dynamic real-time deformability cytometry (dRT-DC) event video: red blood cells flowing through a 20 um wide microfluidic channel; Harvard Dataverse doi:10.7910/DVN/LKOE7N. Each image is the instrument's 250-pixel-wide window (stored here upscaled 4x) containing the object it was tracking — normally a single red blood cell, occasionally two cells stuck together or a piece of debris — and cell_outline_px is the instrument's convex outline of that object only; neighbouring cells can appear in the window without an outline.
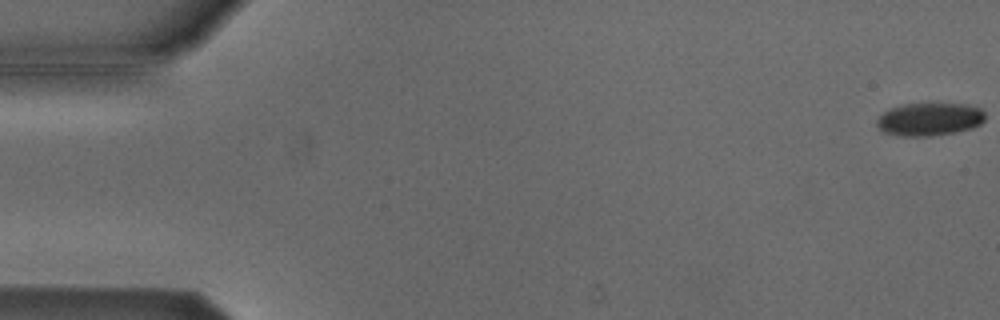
{"species": "Egyptian fruit bat (a non-hibernating species)", "species_latin": "Rousettus aegyptiacus", "temperature_condition": "cold", "stored_images_in_passage": 54, "camera_frame_rate_fps": 3000, "um_per_image_px": 0.085, "animal": {"sex": "male"}, "frame": {"image": 1, "passage_image": 1, "time_ms": 0.0, "image_size_px": [1000, 320], "cell_outline_px": [[984, 120], [980, 124], [972, 128], [956, 132], [928, 136], [900, 136], [884, 132], [876, 124], [876, 120], [884, 112], [892, 108], [904, 104], [968, 104], [980, 108], [984, 112]], "centroid_in_image_um": [79.02, 10.14], "position_along_channel_um": 6.0, "area_um2": 20.63}}
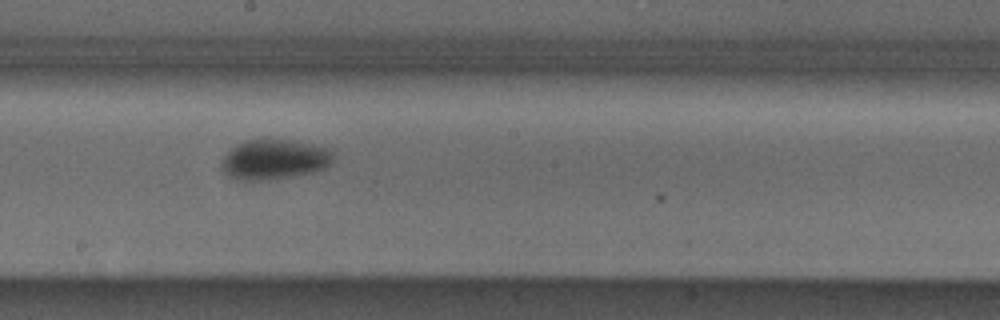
{"frame": {"image": 2, "passage_image": 30, "time_ms": 9.667, "image_size_px": [1000, 320], "cell_outline_px": [[332, 160], [324, 168], [316, 172], [292, 176], [260, 180], [236, 180], [228, 176], [224, 172], [220, 164], [224, 156], [232, 148], [244, 140], [268, 136], [296, 140], [328, 148], [332, 152]], "centroid_in_image_um": [23.29, 13.5], "position_along_channel_um": 224.9, "area_um2": 26.65}}
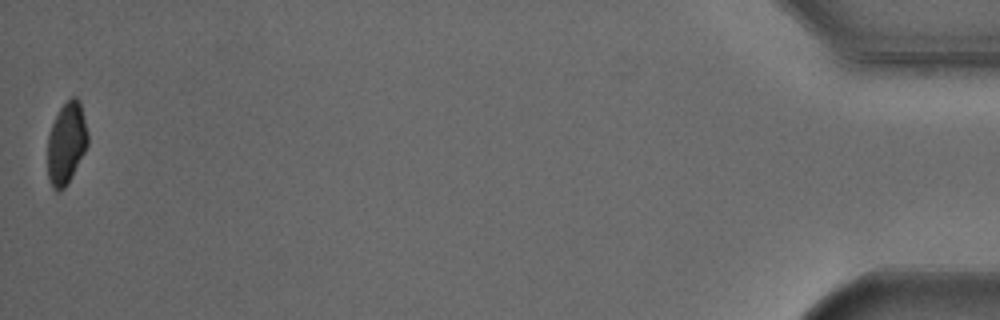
{"frame": {"image": 3, "passage_image": 54, "time_ms": 17.667, "image_size_px": [1000, 320], "cell_outline_px": [[88, 144], [68, 184], [60, 192], [56, 192], [52, 188], [48, 176], [48, 136], [52, 124], [60, 108], [72, 96], [76, 96], [80, 100], [88, 132]], "centroid_in_image_um": [5.65, 12.18], "position_along_channel_um": 429.5, "area_um2": 19.25}, "authors_computed_cell_mechanics": {"area_um2": 23.2645, "velocity_mm_per_s": 3.8157, "shape_relaxation_time_tau1_ms": 3.4305, "shape_relaxation_time_tau2_ms": null, "deformation_change_tau1": 0.1025, "deformation_change_tau2": null}}